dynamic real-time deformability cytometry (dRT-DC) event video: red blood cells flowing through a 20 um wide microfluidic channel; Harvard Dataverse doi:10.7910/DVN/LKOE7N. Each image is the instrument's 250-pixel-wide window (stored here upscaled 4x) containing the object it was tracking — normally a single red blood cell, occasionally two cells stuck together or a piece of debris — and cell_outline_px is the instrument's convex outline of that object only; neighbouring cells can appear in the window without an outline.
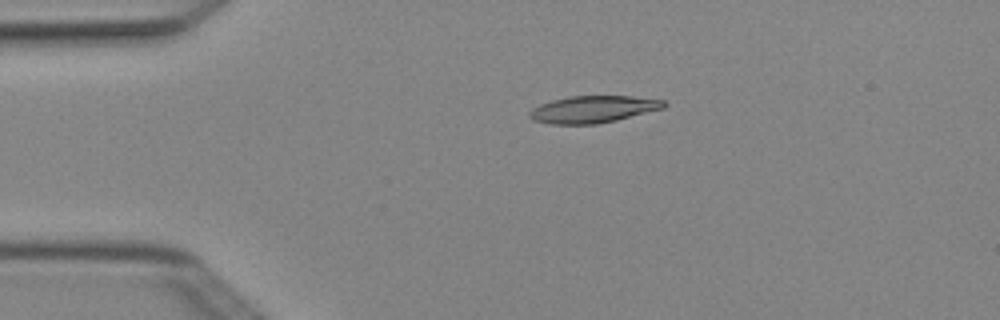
{"species": "Egyptian fruit bat (a non-hibernating species)", "species_latin": "Rousettus aegyptiacus", "temperature_condition": "cold", "stored_images_in_passage": 2, "camera_frame_rate_fps": 3000, "um_per_image_px": 0.085, "animal": {"sex": "female"}, "frame": {"image": 1, "passage_image": 1, "time_ms": 0.0, "image_size_px": [1000, 320], "cell_outline_px": [[668, 104], [664, 108], [616, 120], [596, 124], [552, 124], [532, 120], [528, 116], [528, 112], [532, 108], [540, 104], [552, 100], [568, 96], [632, 96], [664, 100]], "centroid_in_image_um": [50.39, 9.28], "position_along_channel_um": 34.6, "area_um2": 21.21}}